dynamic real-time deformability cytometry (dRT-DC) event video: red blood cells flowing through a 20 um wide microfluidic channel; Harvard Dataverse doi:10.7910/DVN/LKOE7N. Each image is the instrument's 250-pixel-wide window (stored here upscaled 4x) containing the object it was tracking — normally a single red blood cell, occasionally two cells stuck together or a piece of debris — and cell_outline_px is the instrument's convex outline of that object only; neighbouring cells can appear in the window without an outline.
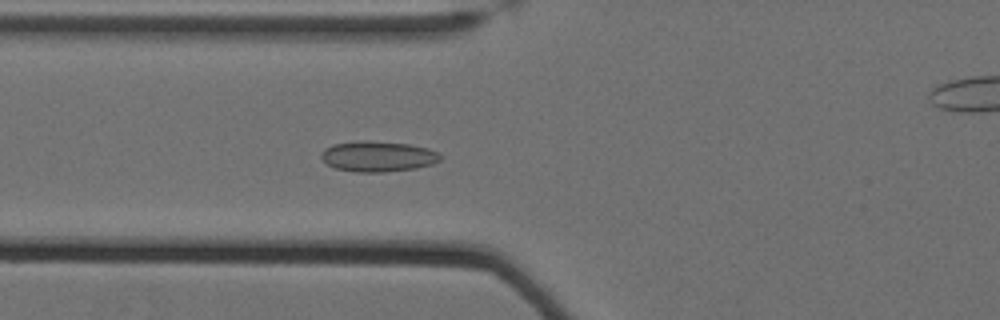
{"species": "Egyptian fruit bat (a non-hibernating species)", "species_latin": "Rousettus aegyptiacus", "temperature_condition": "cold", "stored_images_in_passage": 61, "camera_frame_rate_fps": 3000, "um_per_image_px": 0.085, "animal": {"sex": "female"}, "frame": {"image": 1, "passage_image": 25, "time_ms": 8.0, "image_size_px": [1000, 320], "cell_outline_px": [[440, 160], [432, 164], [416, 168], [384, 172], [356, 172], [336, 168], [328, 164], [320, 156], [320, 152], [324, 148], [332, 144], [364, 140], [408, 144], [428, 148], [436, 152], [440, 156]], "centroid_in_image_um": [32.09, 13.29], "position_along_channel_um": 93.7, "area_um2": 21.1}}
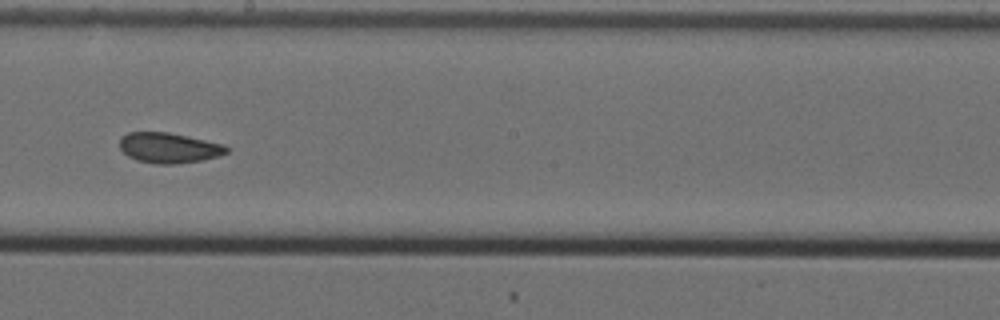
{"frame": {"image": 2, "passage_image": 37, "time_ms": 12.0, "image_size_px": [1000, 320], "cell_outline_px": [[228, 152], [220, 156], [200, 160], [172, 164], [156, 164], [136, 160], [128, 156], [120, 148], [120, 136], [128, 132], [168, 132], [224, 144], [228, 148]], "centroid_in_image_um": [14.34, 12.56], "position_along_channel_um": 233.9, "area_um2": 18.84}}
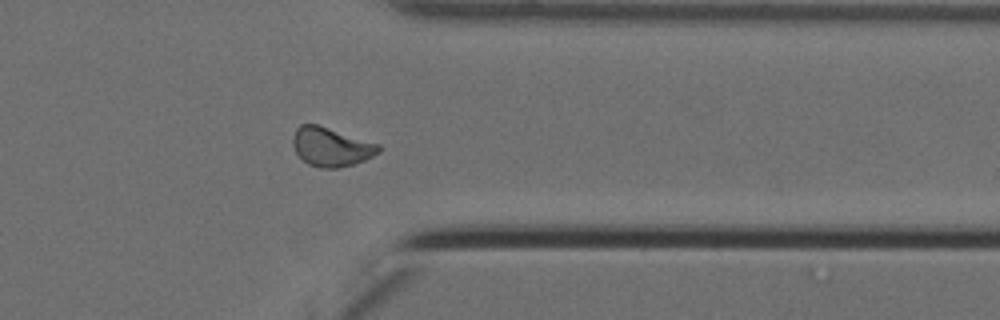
{"frame": {"image": 3, "passage_image": 50, "time_ms": 16.333, "image_size_px": [1000, 320], "cell_outline_px": [[380, 152], [364, 160], [340, 168], [320, 168], [308, 164], [296, 152], [292, 144], [292, 136], [296, 128], [300, 124], [316, 124], [380, 144]], "centroid_in_image_um": [28.13, 12.48], "position_along_channel_um": 383.3, "area_um2": 19.36}, "authors_computed_cell_mechanics": {"area_um2": 19.4208, "velocity_mm_per_s": 3.4836, "shape_relaxation_time_tau1_ms": null, "shape_relaxation_time_tau2_ms": 1.6509, "deformation_change_tau1": null, "deformation_change_tau2": 0.0743}}